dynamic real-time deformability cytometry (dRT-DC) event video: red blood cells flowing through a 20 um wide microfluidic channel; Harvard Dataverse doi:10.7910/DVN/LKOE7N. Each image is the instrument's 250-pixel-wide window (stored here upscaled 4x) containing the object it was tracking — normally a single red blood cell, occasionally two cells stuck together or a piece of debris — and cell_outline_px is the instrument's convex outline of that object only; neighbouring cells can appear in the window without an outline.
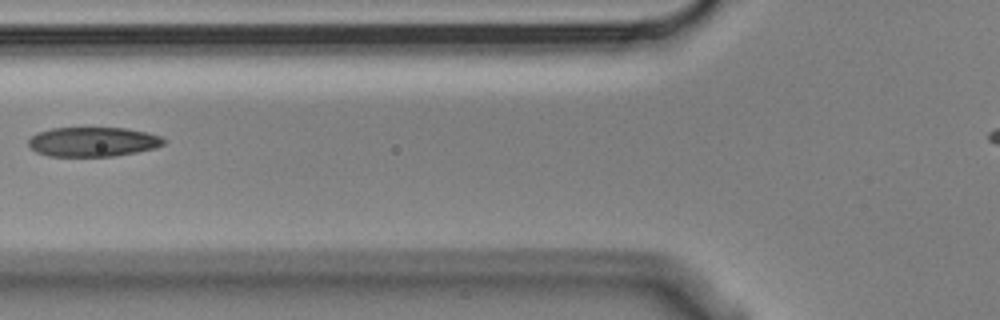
{"species": "Egyptian fruit bat (a non-hibernating species)", "species_latin": "Rousettus aegyptiacus", "temperature_condition": "cold", "stored_images_in_passage": 5, "camera_frame_rate_fps": 3000, "um_per_image_px": 0.085, "animal": {"sex": "male"}, "frame": {"image": 1, "passage_image": 3, "time_ms": 0.667, "image_size_px": [1000, 320], "cell_outline_px": [[168, 140], [164, 144], [156, 148], [116, 156], [48, 156], [36, 152], [28, 144], [28, 140], [36, 132], [52, 128], [128, 128], [148, 132], [160, 136]], "centroid_in_image_um": [7.93, 12.05], "position_along_channel_um": 117.9, "area_um2": 23.47}}
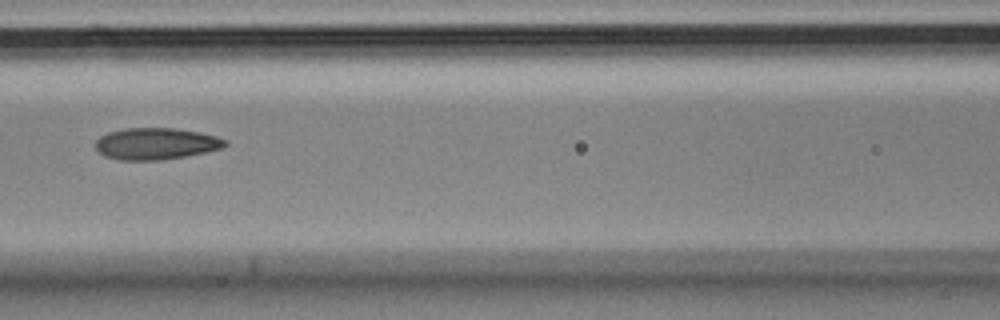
{"frame": {"image": 2, "passage_image": 4, "time_ms": 1.0, "image_size_px": [1000, 320], "cell_outline_px": [[228, 144], [224, 148], [184, 156], [160, 160], [120, 160], [108, 156], [100, 152], [96, 148], [96, 140], [100, 136], [108, 132], [124, 128], [176, 128], [200, 132], [216, 136], [228, 140]], "centroid_in_image_um": [13.3, 12.2], "position_along_channel_um": 153.3, "area_um2": 23.87}}
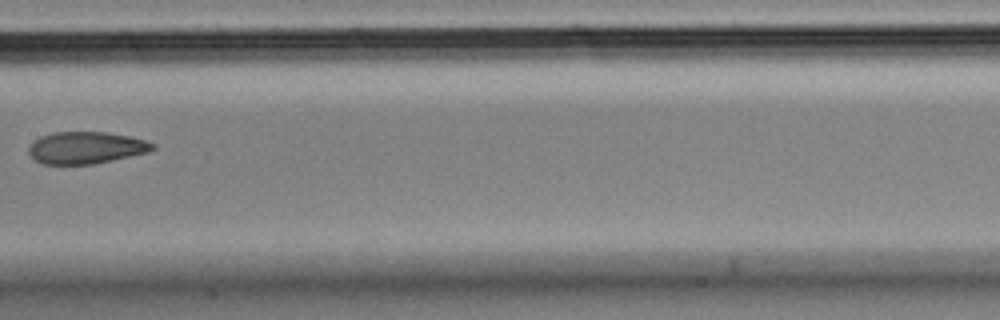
{"frame": {"image": 3, "passage_image": 5, "time_ms": 1.333, "image_size_px": [1000, 320], "cell_outline_px": [[156, 148], [148, 152], [112, 160], [92, 164], [44, 164], [36, 160], [28, 152], [28, 148], [40, 136], [52, 132], [104, 132], [128, 136], [144, 140], [156, 144]], "centroid_in_image_um": [7.32, 12.55], "position_along_channel_um": 200.1, "area_um2": 22.89}}